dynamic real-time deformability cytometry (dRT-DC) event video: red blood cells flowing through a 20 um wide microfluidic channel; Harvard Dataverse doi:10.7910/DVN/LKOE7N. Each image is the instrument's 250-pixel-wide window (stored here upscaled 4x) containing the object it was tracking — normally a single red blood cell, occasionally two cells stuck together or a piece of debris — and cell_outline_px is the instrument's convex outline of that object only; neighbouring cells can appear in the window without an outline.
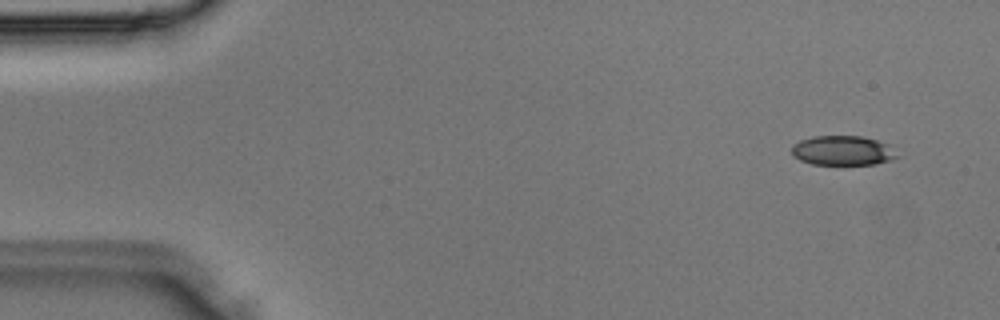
{"species": "Egyptian fruit bat (a non-hibernating species)", "species_latin": "Rousettus aegyptiacus", "temperature_condition": "room temperature", "stored_images_in_passage": 4, "camera_frame_rate_fps": 3000, "um_per_image_px": 0.085, "animal": {"sex": "male"}, "frame": {"image": 1, "passage_image": 1, "time_ms": 0.0, "image_size_px": [1000, 320], "cell_outline_px": [[900, 156], [876, 164], [812, 164], [800, 160], [792, 156], [792, 144], [800, 140], [812, 136], [864, 136], [888, 144]], "centroid_in_image_um": [71.61, 12.79], "position_along_channel_um": 13.4, "area_um2": 18.21}}